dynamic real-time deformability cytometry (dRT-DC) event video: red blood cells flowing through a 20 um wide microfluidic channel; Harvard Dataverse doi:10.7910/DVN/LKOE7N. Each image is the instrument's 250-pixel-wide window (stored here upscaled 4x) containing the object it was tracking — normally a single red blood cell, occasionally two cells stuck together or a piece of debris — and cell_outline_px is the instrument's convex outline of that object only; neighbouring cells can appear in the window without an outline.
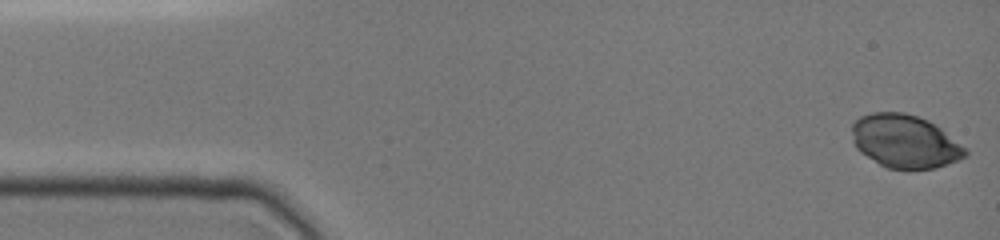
{"species": "common noctule bat (a hibernating species)", "species_latin": "Nyctalus noctula", "temperature_condition": "cold", "stored_images_in_passage": 48, "camera_frame_rate_fps": 3000, "um_per_image_px": 0.085, "animal": {"sex": "female", "body_mass_g": 19.0, "forearm_length_mm": 51.5}, "frame": {"image": 1, "passage_image": 1, "time_ms": 0.0, "image_size_px": [1000, 240], "cell_outline_px": [[968, 156], [948, 164], [936, 168], [888, 168], [880, 164], [860, 152], [856, 148], [852, 140], [852, 124], [860, 116], [872, 112], [904, 112], [928, 120], [940, 128], [968, 148]], "centroid_in_image_um": [76.93, 12.0], "position_along_channel_um": 8.1, "area_um2": 35.2}}